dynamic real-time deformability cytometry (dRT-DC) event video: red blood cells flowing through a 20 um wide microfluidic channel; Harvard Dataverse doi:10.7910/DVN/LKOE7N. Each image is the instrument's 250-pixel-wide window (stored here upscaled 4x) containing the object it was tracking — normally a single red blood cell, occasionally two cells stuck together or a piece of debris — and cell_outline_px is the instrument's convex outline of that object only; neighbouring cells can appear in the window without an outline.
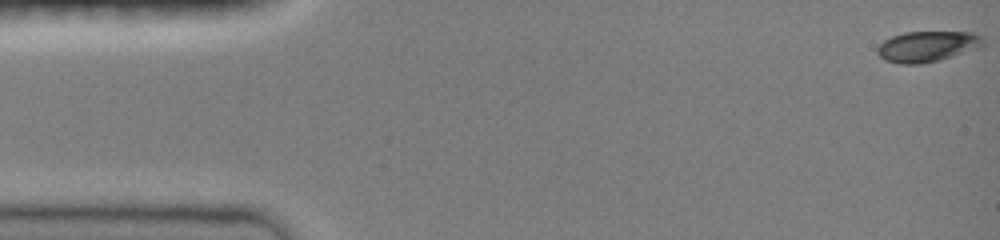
{"species": "common noctule bat (a hibernating species)", "species_latin": "Nyctalus noctula", "temperature_condition": "room temperature", "stored_images_in_passage": 47, "camera_frame_rate_fps": 3000, "um_per_image_px": 0.085, "animal": {"sex": "female", "body_mass_g": 19.0, "forearm_length_mm": 51.5}, "frame": {"image": 1, "passage_image": 1, "time_ms": 0.0, "image_size_px": [1000, 240], "cell_outline_px": [[984, 44], [976, 48], [940, 60], [920, 64], [900, 64], [884, 60], [876, 52], [876, 48], [884, 40], [892, 36], [904, 32], [976, 32], [984, 36]], "centroid_in_image_um": [78.81, 3.94], "position_along_channel_um": 6.2, "area_um2": 19.02}}
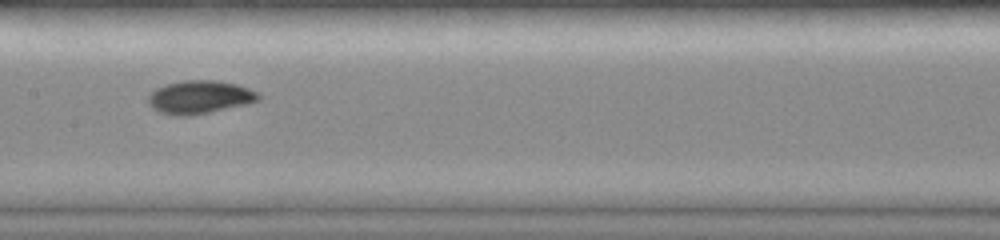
{"frame": {"image": 2, "passage_image": 24, "time_ms": 7.667, "image_size_px": [1000, 240], "cell_outline_px": [[264, 96], [260, 100], [248, 104], [188, 116], [176, 116], [160, 112], [152, 108], [148, 104], [148, 96], [156, 88], [168, 84], [184, 80], [216, 80], [236, 84], [248, 88]], "centroid_in_image_um": [16.99, 8.26], "position_along_channel_um": 190.4, "area_um2": 21.33}}
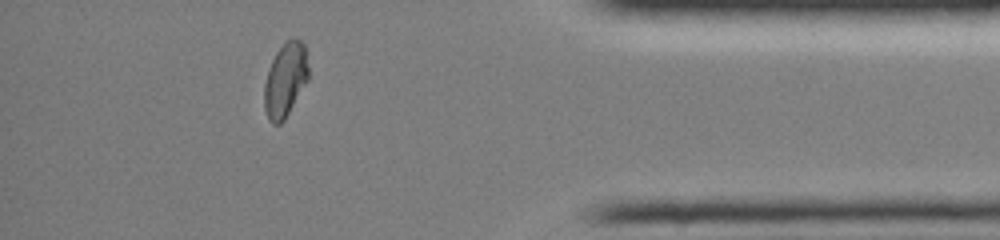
{"frame": {"image": 3, "passage_image": 42, "time_ms": 13.667, "image_size_px": [1000, 240], "cell_outline_px": [[308, 80], [284, 120], [280, 124], [272, 124], [268, 120], [264, 108], [264, 84], [268, 68], [276, 52], [288, 40], [300, 40], [304, 44], [308, 68]], "centroid_in_image_um": [24.23, 6.83], "position_along_channel_um": 411.0, "area_um2": 18.9}, "authors_computed_cell_mechanics": {"area_um2": 19.5364, "velocity_mm_per_s": 4.0493, "shape_relaxation_time_tau1_ms": 3.4967, "shape_relaxation_time_tau2_ms": 1.0289, "deformation_change_tau1": 0.1897, "deformation_change_tau2": 0.0367}}